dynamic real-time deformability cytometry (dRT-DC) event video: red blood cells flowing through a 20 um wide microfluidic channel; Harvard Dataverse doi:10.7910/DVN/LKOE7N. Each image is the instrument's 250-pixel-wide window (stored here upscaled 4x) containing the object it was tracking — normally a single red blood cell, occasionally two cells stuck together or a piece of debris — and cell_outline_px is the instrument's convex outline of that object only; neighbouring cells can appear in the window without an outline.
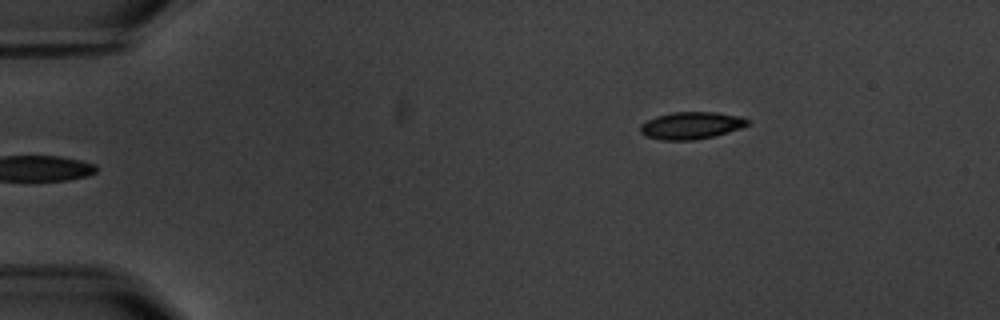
{"species": "common noctule bat (a hibernating species)", "species_latin": "Nyctalus noctula", "temperature_condition": "warm", "stored_images_in_passage": 5, "camera_frame_rate_fps": 3000, "um_per_image_px": 0.085, "animal": {"sex": "male", "body_mass_g": 20.1, "forearm_length_mm": 53.5}, "frame": {"image": 1, "passage_image": 5, "time_ms": 5.333, "image_size_px": [1000, 320], "cell_outline_px": [[752, 120], [748, 124], [740, 128], [728, 132], [696, 140], [664, 140], [648, 136], [640, 132], [640, 124], [656, 116], [672, 112], [716, 112], [744, 116]], "centroid_in_image_um": [58.8, 10.65], "position_along_channel_um": 26.2, "area_um2": 17.05}}